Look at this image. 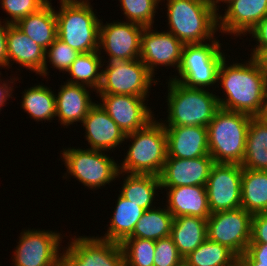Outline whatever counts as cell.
I'll return each mask as SVG.
<instances>
[{"mask_svg":"<svg viewBox=\"0 0 267 266\" xmlns=\"http://www.w3.org/2000/svg\"><path fill=\"white\" fill-rule=\"evenodd\" d=\"M227 56L223 59L219 72L218 83L225 95H217L220 108L240 112L254 117L259 109L267 89V72L258 59L250 57L242 63L227 64Z\"/></svg>","mask_w":267,"mask_h":266,"instance_id":"cell-1","label":"cell"},{"mask_svg":"<svg viewBox=\"0 0 267 266\" xmlns=\"http://www.w3.org/2000/svg\"><path fill=\"white\" fill-rule=\"evenodd\" d=\"M166 1L167 31L183 44H201L215 39L219 31L218 14L209 0Z\"/></svg>","mask_w":267,"mask_h":266,"instance_id":"cell-2","label":"cell"},{"mask_svg":"<svg viewBox=\"0 0 267 266\" xmlns=\"http://www.w3.org/2000/svg\"><path fill=\"white\" fill-rule=\"evenodd\" d=\"M167 118L161 119L164 127L203 126L206 127L220 109L216 92L210 89L187 87L169 79L168 82Z\"/></svg>","mask_w":267,"mask_h":266,"instance_id":"cell-3","label":"cell"},{"mask_svg":"<svg viewBox=\"0 0 267 266\" xmlns=\"http://www.w3.org/2000/svg\"><path fill=\"white\" fill-rule=\"evenodd\" d=\"M154 118L145 127L127 134L131 141L125 158L119 163L121 177L128 174H153L159 176L168 156L165 127Z\"/></svg>","mask_w":267,"mask_h":266,"instance_id":"cell-4","label":"cell"},{"mask_svg":"<svg viewBox=\"0 0 267 266\" xmlns=\"http://www.w3.org/2000/svg\"><path fill=\"white\" fill-rule=\"evenodd\" d=\"M55 10L58 38L79 53L99 50L100 21L90 0H59Z\"/></svg>","mask_w":267,"mask_h":266,"instance_id":"cell-5","label":"cell"},{"mask_svg":"<svg viewBox=\"0 0 267 266\" xmlns=\"http://www.w3.org/2000/svg\"><path fill=\"white\" fill-rule=\"evenodd\" d=\"M252 116L220 108L207 126L209 155L214 163L241 164Z\"/></svg>","mask_w":267,"mask_h":266,"instance_id":"cell-6","label":"cell"},{"mask_svg":"<svg viewBox=\"0 0 267 266\" xmlns=\"http://www.w3.org/2000/svg\"><path fill=\"white\" fill-rule=\"evenodd\" d=\"M218 39L201 44H184L178 76L170 79L187 87L207 89L217 85L220 65L225 58ZM180 76V77H179Z\"/></svg>","mask_w":267,"mask_h":266,"instance_id":"cell-7","label":"cell"},{"mask_svg":"<svg viewBox=\"0 0 267 266\" xmlns=\"http://www.w3.org/2000/svg\"><path fill=\"white\" fill-rule=\"evenodd\" d=\"M83 149L69 147L60 151L61 160L67 168L63 178L74 176L90 190L101 189L120 178L119 164L113 157L107 156L103 150Z\"/></svg>","mask_w":267,"mask_h":266,"instance_id":"cell-8","label":"cell"},{"mask_svg":"<svg viewBox=\"0 0 267 266\" xmlns=\"http://www.w3.org/2000/svg\"><path fill=\"white\" fill-rule=\"evenodd\" d=\"M107 63V64H106ZM102 64L101 84L97 94L133 95L148 98L158 80L140 60L110 61ZM106 66L103 68V66Z\"/></svg>","mask_w":267,"mask_h":266,"instance_id":"cell-9","label":"cell"},{"mask_svg":"<svg viewBox=\"0 0 267 266\" xmlns=\"http://www.w3.org/2000/svg\"><path fill=\"white\" fill-rule=\"evenodd\" d=\"M73 237L67 247H62L60 266H125L120 243L99 235Z\"/></svg>","mask_w":267,"mask_h":266,"instance_id":"cell-10","label":"cell"},{"mask_svg":"<svg viewBox=\"0 0 267 266\" xmlns=\"http://www.w3.org/2000/svg\"><path fill=\"white\" fill-rule=\"evenodd\" d=\"M63 235L58 231L23 229L12 266H60Z\"/></svg>","mask_w":267,"mask_h":266,"instance_id":"cell-11","label":"cell"},{"mask_svg":"<svg viewBox=\"0 0 267 266\" xmlns=\"http://www.w3.org/2000/svg\"><path fill=\"white\" fill-rule=\"evenodd\" d=\"M252 214L244 208L211 213L207 218V239L228 247L238 257L251 239Z\"/></svg>","mask_w":267,"mask_h":266,"instance_id":"cell-12","label":"cell"},{"mask_svg":"<svg viewBox=\"0 0 267 266\" xmlns=\"http://www.w3.org/2000/svg\"><path fill=\"white\" fill-rule=\"evenodd\" d=\"M241 164L214 163L206 183L211 213L241 207Z\"/></svg>","mask_w":267,"mask_h":266,"instance_id":"cell-13","label":"cell"},{"mask_svg":"<svg viewBox=\"0 0 267 266\" xmlns=\"http://www.w3.org/2000/svg\"><path fill=\"white\" fill-rule=\"evenodd\" d=\"M99 52L107 54L103 62L140 59L141 34L144 27L128 21H100ZM104 51H103V50Z\"/></svg>","mask_w":267,"mask_h":266,"instance_id":"cell-14","label":"cell"},{"mask_svg":"<svg viewBox=\"0 0 267 266\" xmlns=\"http://www.w3.org/2000/svg\"><path fill=\"white\" fill-rule=\"evenodd\" d=\"M99 105L108 113L125 135L145 127L155 118L147 98L133 95L98 94Z\"/></svg>","mask_w":267,"mask_h":266,"instance_id":"cell-15","label":"cell"},{"mask_svg":"<svg viewBox=\"0 0 267 266\" xmlns=\"http://www.w3.org/2000/svg\"><path fill=\"white\" fill-rule=\"evenodd\" d=\"M146 27L141 34L140 60L148 71L154 73L158 66L174 67L178 70L184 44L168 31H155Z\"/></svg>","mask_w":267,"mask_h":266,"instance_id":"cell-16","label":"cell"},{"mask_svg":"<svg viewBox=\"0 0 267 266\" xmlns=\"http://www.w3.org/2000/svg\"><path fill=\"white\" fill-rule=\"evenodd\" d=\"M213 164L210 155L194 159L167 157L159 175L161 187L206 186Z\"/></svg>","mask_w":267,"mask_h":266,"instance_id":"cell-17","label":"cell"},{"mask_svg":"<svg viewBox=\"0 0 267 266\" xmlns=\"http://www.w3.org/2000/svg\"><path fill=\"white\" fill-rule=\"evenodd\" d=\"M226 7L218 15L219 33L234 37H245L267 15V0H233Z\"/></svg>","mask_w":267,"mask_h":266,"instance_id":"cell-18","label":"cell"},{"mask_svg":"<svg viewBox=\"0 0 267 266\" xmlns=\"http://www.w3.org/2000/svg\"><path fill=\"white\" fill-rule=\"evenodd\" d=\"M89 149L113 152L125 142L126 135L97 102L87 113L82 124ZM120 144V145H119Z\"/></svg>","mask_w":267,"mask_h":266,"instance_id":"cell-19","label":"cell"},{"mask_svg":"<svg viewBox=\"0 0 267 266\" xmlns=\"http://www.w3.org/2000/svg\"><path fill=\"white\" fill-rule=\"evenodd\" d=\"M63 84L60 85L58 94H55L56 117L60 125L67 128L77 122H83L88 111L96 104L92 101L89 90L96 91L85 85L69 82Z\"/></svg>","mask_w":267,"mask_h":266,"instance_id":"cell-20","label":"cell"},{"mask_svg":"<svg viewBox=\"0 0 267 266\" xmlns=\"http://www.w3.org/2000/svg\"><path fill=\"white\" fill-rule=\"evenodd\" d=\"M167 157L198 158L209 155L208 130L203 126L165 127Z\"/></svg>","mask_w":267,"mask_h":266,"instance_id":"cell-21","label":"cell"},{"mask_svg":"<svg viewBox=\"0 0 267 266\" xmlns=\"http://www.w3.org/2000/svg\"><path fill=\"white\" fill-rule=\"evenodd\" d=\"M166 189L168 211L173 218L180 216H197L207 219L210 215L206 186L161 187Z\"/></svg>","mask_w":267,"mask_h":266,"instance_id":"cell-22","label":"cell"},{"mask_svg":"<svg viewBox=\"0 0 267 266\" xmlns=\"http://www.w3.org/2000/svg\"><path fill=\"white\" fill-rule=\"evenodd\" d=\"M45 52L39 44L25 35L15 24H10L7 33L8 68L19 64L40 75L45 65ZM14 61V62H12Z\"/></svg>","mask_w":267,"mask_h":266,"instance_id":"cell-23","label":"cell"},{"mask_svg":"<svg viewBox=\"0 0 267 266\" xmlns=\"http://www.w3.org/2000/svg\"><path fill=\"white\" fill-rule=\"evenodd\" d=\"M48 1L38 11L20 19L15 25L43 49H47L57 38L55 9Z\"/></svg>","mask_w":267,"mask_h":266,"instance_id":"cell-24","label":"cell"},{"mask_svg":"<svg viewBox=\"0 0 267 266\" xmlns=\"http://www.w3.org/2000/svg\"><path fill=\"white\" fill-rule=\"evenodd\" d=\"M171 237L179 254L186 258L207 239V219L197 216L173 218Z\"/></svg>","mask_w":267,"mask_h":266,"instance_id":"cell-25","label":"cell"},{"mask_svg":"<svg viewBox=\"0 0 267 266\" xmlns=\"http://www.w3.org/2000/svg\"><path fill=\"white\" fill-rule=\"evenodd\" d=\"M116 201L113 216L107 225L109 227L104 236L99 238L121 244L133 233L135 225L146 210L127 200L121 194H118Z\"/></svg>","mask_w":267,"mask_h":266,"instance_id":"cell-26","label":"cell"},{"mask_svg":"<svg viewBox=\"0 0 267 266\" xmlns=\"http://www.w3.org/2000/svg\"><path fill=\"white\" fill-rule=\"evenodd\" d=\"M241 207L252 215L267 212V171L243 168Z\"/></svg>","mask_w":267,"mask_h":266,"instance_id":"cell-27","label":"cell"},{"mask_svg":"<svg viewBox=\"0 0 267 266\" xmlns=\"http://www.w3.org/2000/svg\"><path fill=\"white\" fill-rule=\"evenodd\" d=\"M120 194L141 208L148 210L155 206L154 198L161 190L160 178L153 174H128L122 179ZM154 203V204H153Z\"/></svg>","mask_w":267,"mask_h":266,"instance_id":"cell-28","label":"cell"},{"mask_svg":"<svg viewBox=\"0 0 267 266\" xmlns=\"http://www.w3.org/2000/svg\"><path fill=\"white\" fill-rule=\"evenodd\" d=\"M51 89L43 84H35L33 87L24 89L20 106L37 122H43V120L51 122L56 118L55 93Z\"/></svg>","mask_w":267,"mask_h":266,"instance_id":"cell-29","label":"cell"},{"mask_svg":"<svg viewBox=\"0 0 267 266\" xmlns=\"http://www.w3.org/2000/svg\"><path fill=\"white\" fill-rule=\"evenodd\" d=\"M173 215L167 207H154L146 210L128 238H141L147 240H159L171 236Z\"/></svg>","mask_w":267,"mask_h":266,"instance_id":"cell-30","label":"cell"},{"mask_svg":"<svg viewBox=\"0 0 267 266\" xmlns=\"http://www.w3.org/2000/svg\"><path fill=\"white\" fill-rule=\"evenodd\" d=\"M242 168L267 171V125L254 117L250 121L246 137V149Z\"/></svg>","mask_w":267,"mask_h":266,"instance_id":"cell-31","label":"cell"},{"mask_svg":"<svg viewBox=\"0 0 267 266\" xmlns=\"http://www.w3.org/2000/svg\"><path fill=\"white\" fill-rule=\"evenodd\" d=\"M101 54L99 51L80 53L67 71L72 78L66 82L85 85L97 92L101 84L104 57Z\"/></svg>","mask_w":267,"mask_h":266,"instance_id":"cell-32","label":"cell"},{"mask_svg":"<svg viewBox=\"0 0 267 266\" xmlns=\"http://www.w3.org/2000/svg\"><path fill=\"white\" fill-rule=\"evenodd\" d=\"M238 256L228 247L206 239L184 258L185 266H228Z\"/></svg>","mask_w":267,"mask_h":266,"instance_id":"cell-33","label":"cell"},{"mask_svg":"<svg viewBox=\"0 0 267 266\" xmlns=\"http://www.w3.org/2000/svg\"><path fill=\"white\" fill-rule=\"evenodd\" d=\"M121 247L125 266H154L155 241L141 238H126Z\"/></svg>","mask_w":267,"mask_h":266,"instance_id":"cell-34","label":"cell"},{"mask_svg":"<svg viewBox=\"0 0 267 266\" xmlns=\"http://www.w3.org/2000/svg\"><path fill=\"white\" fill-rule=\"evenodd\" d=\"M126 21L140 26L153 27L160 0H119Z\"/></svg>","mask_w":267,"mask_h":266,"instance_id":"cell-35","label":"cell"},{"mask_svg":"<svg viewBox=\"0 0 267 266\" xmlns=\"http://www.w3.org/2000/svg\"><path fill=\"white\" fill-rule=\"evenodd\" d=\"M79 54L80 53L78 51L74 50L57 37L56 40L46 49L45 65L39 76L47 77V75H49L48 62H50L49 64L52 65L53 68L58 69L59 72H67Z\"/></svg>","mask_w":267,"mask_h":266,"instance_id":"cell-36","label":"cell"},{"mask_svg":"<svg viewBox=\"0 0 267 266\" xmlns=\"http://www.w3.org/2000/svg\"><path fill=\"white\" fill-rule=\"evenodd\" d=\"M1 8L10 16L4 21L10 24H16L20 19L31 13L38 11L49 0H0Z\"/></svg>","mask_w":267,"mask_h":266,"instance_id":"cell-37","label":"cell"},{"mask_svg":"<svg viewBox=\"0 0 267 266\" xmlns=\"http://www.w3.org/2000/svg\"><path fill=\"white\" fill-rule=\"evenodd\" d=\"M184 258L179 254L171 236L155 241L154 266H182Z\"/></svg>","mask_w":267,"mask_h":266,"instance_id":"cell-38","label":"cell"},{"mask_svg":"<svg viewBox=\"0 0 267 266\" xmlns=\"http://www.w3.org/2000/svg\"><path fill=\"white\" fill-rule=\"evenodd\" d=\"M248 34L256 40L250 56L258 59L267 50V15Z\"/></svg>","mask_w":267,"mask_h":266,"instance_id":"cell-39","label":"cell"},{"mask_svg":"<svg viewBox=\"0 0 267 266\" xmlns=\"http://www.w3.org/2000/svg\"><path fill=\"white\" fill-rule=\"evenodd\" d=\"M267 243V212L252 215L249 244Z\"/></svg>","mask_w":267,"mask_h":266,"instance_id":"cell-40","label":"cell"},{"mask_svg":"<svg viewBox=\"0 0 267 266\" xmlns=\"http://www.w3.org/2000/svg\"><path fill=\"white\" fill-rule=\"evenodd\" d=\"M240 258L245 263H267V243L249 244Z\"/></svg>","mask_w":267,"mask_h":266,"instance_id":"cell-41","label":"cell"},{"mask_svg":"<svg viewBox=\"0 0 267 266\" xmlns=\"http://www.w3.org/2000/svg\"><path fill=\"white\" fill-rule=\"evenodd\" d=\"M0 19V67L8 69V56H7V33L10 23ZM4 23V24H3Z\"/></svg>","mask_w":267,"mask_h":266,"instance_id":"cell-42","label":"cell"},{"mask_svg":"<svg viewBox=\"0 0 267 266\" xmlns=\"http://www.w3.org/2000/svg\"><path fill=\"white\" fill-rule=\"evenodd\" d=\"M17 78V79H16ZM18 80V76L13 78H10V81L7 79V80H3L2 82V79H0V111L2 110L1 108L6 105V102L9 98H12V93H13V87L14 86H11L13 83H15V81ZM6 82V83H5ZM10 82V83H9ZM11 84V85H10Z\"/></svg>","mask_w":267,"mask_h":266,"instance_id":"cell-43","label":"cell"},{"mask_svg":"<svg viewBox=\"0 0 267 266\" xmlns=\"http://www.w3.org/2000/svg\"><path fill=\"white\" fill-rule=\"evenodd\" d=\"M254 118L262 124L267 125V89L264 93L260 109Z\"/></svg>","mask_w":267,"mask_h":266,"instance_id":"cell-44","label":"cell"},{"mask_svg":"<svg viewBox=\"0 0 267 266\" xmlns=\"http://www.w3.org/2000/svg\"><path fill=\"white\" fill-rule=\"evenodd\" d=\"M210 1V4L212 5V7L214 8L215 12L218 14L219 12V3L221 4V2L224 4H229L231 3L233 0H209Z\"/></svg>","mask_w":267,"mask_h":266,"instance_id":"cell-45","label":"cell"},{"mask_svg":"<svg viewBox=\"0 0 267 266\" xmlns=\"http://www.w3.org/2000/svg\"><path fill=\"white\" fill-rule=\"evenodd\" d=\"M262 68L267 72V50L258 58Z\"/></svg>","mask_w":267,"mask_h":266,"instance_id":"cell-46","label":"cell"},{"mask_svg":"<svg viewBox=\"0 0 267 266\" xmlns=\"http://www.w3.org/2000/svg\"><path fill=\"white\" fill-rule=\"evenodd\" d=\"M228 266H247L246 263L240 258L237 257L231 264Z\"/></svg>","mask_w":267,"mask_h":266,"instance_id":"cell-47","label":"cell"},{"mask_svg":"<svg viewBox=\"0 0 267 266\" xmlns=\"http://www.w3.org/2000/svg\"><path fill=\"white\" fill-rule=\"evenodd\" d=\"M247 266H267V263H246Z\"/></svg>","mask_w":267,"mask_h":266,"instance_id":"cell-48","label":"cell"}]
</instances>
